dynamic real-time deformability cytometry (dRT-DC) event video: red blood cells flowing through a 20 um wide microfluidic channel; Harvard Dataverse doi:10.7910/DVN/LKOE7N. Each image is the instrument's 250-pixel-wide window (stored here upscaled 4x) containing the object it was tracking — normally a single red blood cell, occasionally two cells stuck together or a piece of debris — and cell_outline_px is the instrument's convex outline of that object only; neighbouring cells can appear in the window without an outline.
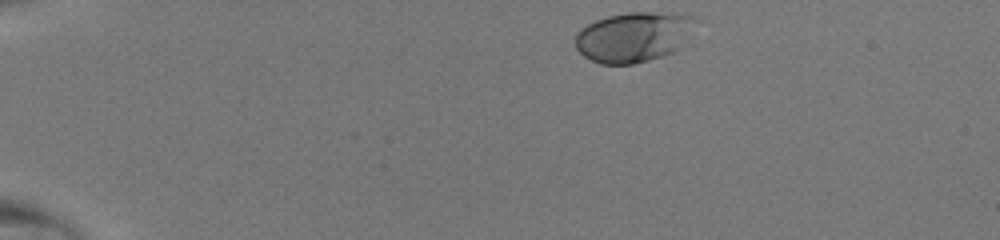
{"species": "human", "species_latin": "Homo sapiens", "temperature_condition": "room temperature", "stored_images_in_passage": 40, "camera_frame_rate_fps": 3000, "um_per_image_px": 0.085, "donor": {"sex": "male"}, "frame": {"image": 1, "passage_image": 1, "time_ms": 0.0, "image_size_px": [1000, 240], "cell_outline_px": [[700, 20], [676, 48], [672, 52], [648, 60], [632, 64], [600, 64], [584, 56], [576, 48], [576, 32], [580, 28], [596, 20], [608, 16], [628, 12], [652, 12], [700, 16]], "centroid_in_image_um": [53.84, 3.11], "position_along_channel_um": 31.2, "area_um2": 34.8}}
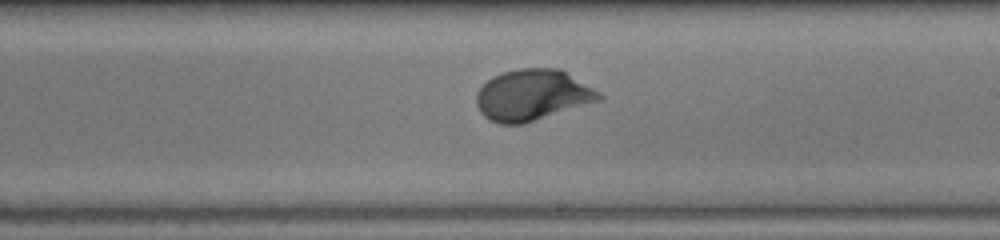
{"frame": {"image": 2, "passage_image": 22, "time_ms": 7.0, "image_size_px": [1000, 240], "cell_outline_px": [[604, 96], [600, 100], [524, 124], [500, 124], [488, 120], [480, 112], [476, 104], [476, 92], [492, 76], [504, 72], [520, 68], [560, 68], [600, 92]], "centroid_in_image_um": [45.24, 8.08], "position_along_channel_um": 243.8, "area_um2": 36.53}}
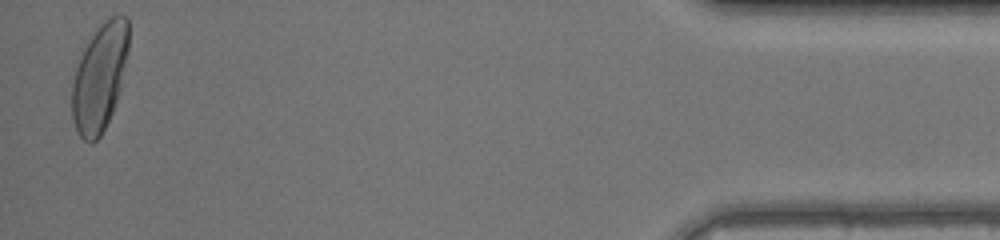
{"frame": {"image": 3, "passage_image": 39, "time_ms": 12.667, "image_size_px": [1000, 240], "cell_outline_px": [[128, 52], [120, 92], [116, 104], [100, 136], [92, 144], [88, 144], [80, 136], [76, 128], [72, 116], [72, 84], [76, 68], [84, 40], [104, 20], [112, 16], [124, 16], [128, 20]], "centroid_in_image_um": [8.46, 6.54], "position_along_channel_um": 426.7, "area_um2": 35.95}}